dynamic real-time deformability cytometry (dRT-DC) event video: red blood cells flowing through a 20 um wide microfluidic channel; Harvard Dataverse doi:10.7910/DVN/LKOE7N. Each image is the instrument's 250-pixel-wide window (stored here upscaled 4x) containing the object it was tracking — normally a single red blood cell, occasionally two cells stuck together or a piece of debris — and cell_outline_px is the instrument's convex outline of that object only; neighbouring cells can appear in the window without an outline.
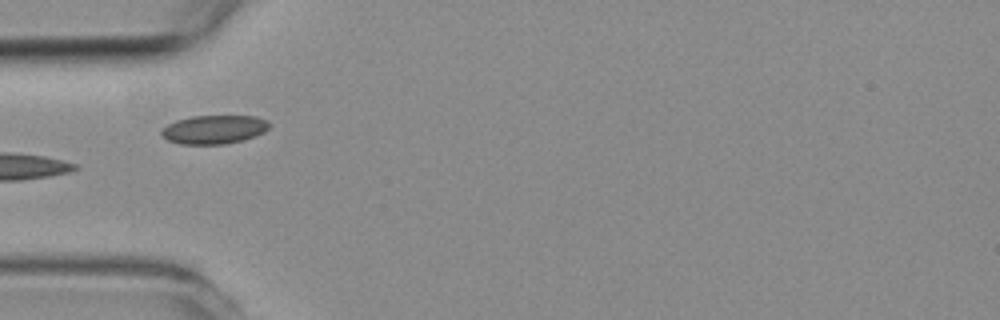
{"species": "common noctule bat (a hibernating species)", "species_latin": "Nyctalus noctula", "temperature_condition": "room temperature", "stored_images_in_passage": 4, "camera_frame_rate_fps": 3000, "um_per_image_px": 0.085, "animal": {"sex": "female", "body_mass_g": 19.3, "forearm_length_mm": 54.1}, "frame": {"image": 1, "passage_image": 4, "time_ms": 5.333, "image_size_px": [1000, 320], "cell_outline_px": [[272, 124], [264, 132], [256, 136], [244, 140], [224, 144], [180, 144], [168, 140], [160, 136], [160, 132], [168, 124], [176, 120], [192, 116], [256, 116], [268, 120]], "centroid_in_image_um": [18.22, 11.0], "position_along_channel_um": 66.8, "area_um2": 18.21}}